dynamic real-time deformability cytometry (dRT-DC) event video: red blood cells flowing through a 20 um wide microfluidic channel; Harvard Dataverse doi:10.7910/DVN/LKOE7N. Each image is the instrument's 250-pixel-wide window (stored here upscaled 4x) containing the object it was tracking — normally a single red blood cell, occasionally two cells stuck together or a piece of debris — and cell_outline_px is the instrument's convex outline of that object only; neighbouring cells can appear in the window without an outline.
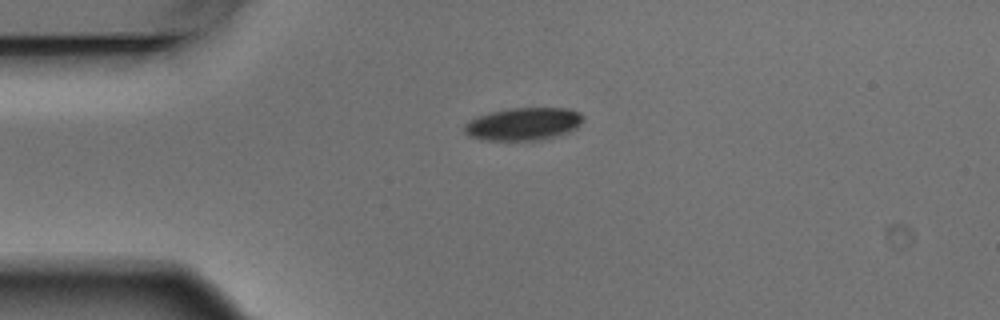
{"species": "Egyptian fruit bat (a non-hibernating species)", "species_latin": "Rousettus aegyptiacus", "temperature_condition": "warm", "stored_images_in_passage": 7, "camera_frame_rate_fps": 3000, "um_per_image_px": 0.085, "animal": {"sex": "male"}, "frame": {"image": 1, "passage_image": 1, "time_ms": 0.0, "image_size_px": [1000, 320], "cell_outline_px": [[584, 120], [576, 128], [568, 132], [556, 136], [536, 140], [480, 140], [468, 136], [464, 132], [464, 124], [468, 120], [476, 116], [488, 112], [508, 108], [568, 108], [580, 112], [584, 116]], "centroid_in_image_um": [44.45, 10.53], "position_along_channel_um": 40.5, "area_um2": 22.95}}
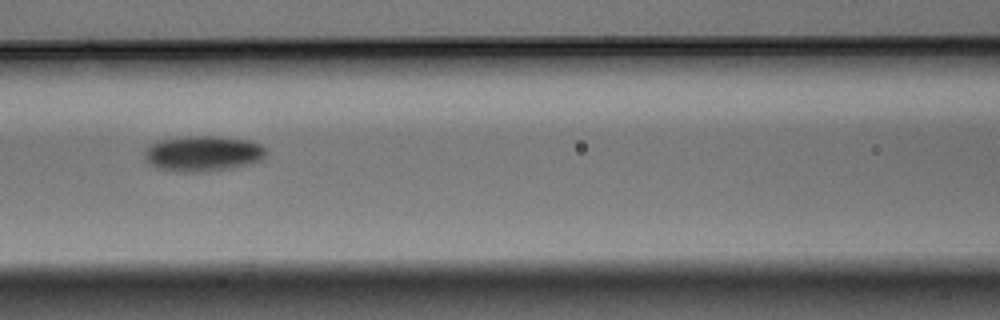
{"frame": {"image": 2, "passage_image": 4, "time_ms": 1.0, "image_size_px": [1000, 320], "cell_outline_px": [[264, 156], [260, 160], [252, 164], [232, 168], [208, 172], [176, 172], [156, 168], [144, 156], [144, 152], [148, 144], [160, 140], [188, 136], [220, 136], [248, 140], [260, 144], [264, 148]], "centroid_in_image_um": [17.23, 13.06], "position_along_channel_um": 149.4, "area_um2": 25.37}}
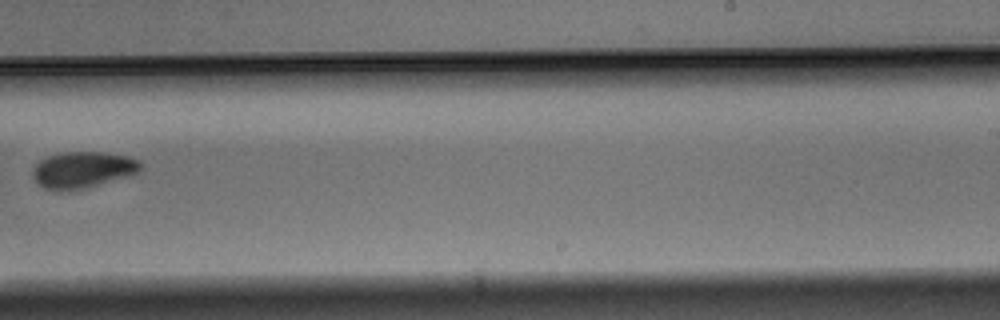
{"frame": {"image": 3, "passage_image": 7, "time_ms": 2.0, "image_size_px": [1000, 320], "cell_outline_px": [[140, 168], [136, 172], [84, 188], [60, 192], [56, 192], [44, 188], [32, 176], [32, 172], [36, 164], [40, 160], [48, 156], [64, 152], [104, 152], [128, 156], [140, 160]], "centroid_in_image_um": [6.96, 14.42], "position_along_channel_um": 282.0, "area_um2": 22.48}}